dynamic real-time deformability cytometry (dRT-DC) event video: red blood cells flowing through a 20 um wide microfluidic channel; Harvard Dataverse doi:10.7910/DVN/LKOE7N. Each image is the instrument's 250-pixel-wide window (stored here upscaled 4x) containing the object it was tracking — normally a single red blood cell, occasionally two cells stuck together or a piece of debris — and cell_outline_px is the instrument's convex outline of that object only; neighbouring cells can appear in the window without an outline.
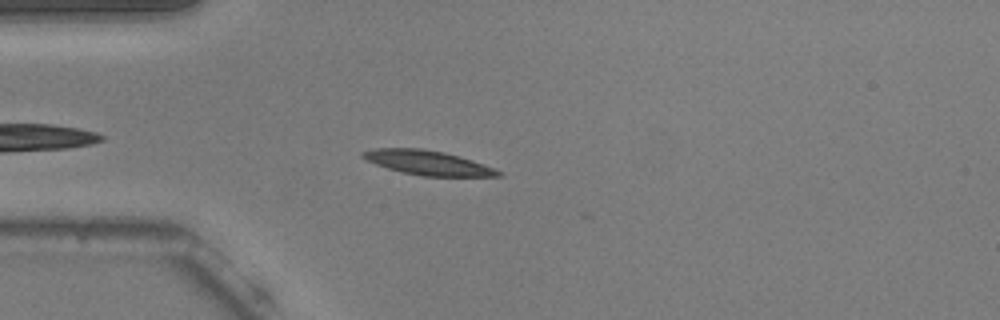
{"species": "common noctule bat (a hibernating species)", "species_latin": "Nyctalus noctula", "temperature_condition": "warm", "stored_images_in_passage": 9, "camera_frame_rate_fps": 3000, "um_per_image_px": 0.085, "animal": {"sex": "male", "body_mass_g": 20.5, "forearm_length_mm": 52.5}, "frame": {"image": 1, "passage_image": 5, "time_ms": 1.333, "image_size_px": [1000, 320], "cell_outline_px": [[504, 176], [424, 176], [400, 172], [376, 164], [360, 156], [360, 152], [376, 148], [424, 148], [444, 152], [460, 156], [496, 168], [504, 172]], "centroid_in_image_um": [36.4, 13.83], "position_along_channel_um": 48.6, "area_um2": 19.42}}